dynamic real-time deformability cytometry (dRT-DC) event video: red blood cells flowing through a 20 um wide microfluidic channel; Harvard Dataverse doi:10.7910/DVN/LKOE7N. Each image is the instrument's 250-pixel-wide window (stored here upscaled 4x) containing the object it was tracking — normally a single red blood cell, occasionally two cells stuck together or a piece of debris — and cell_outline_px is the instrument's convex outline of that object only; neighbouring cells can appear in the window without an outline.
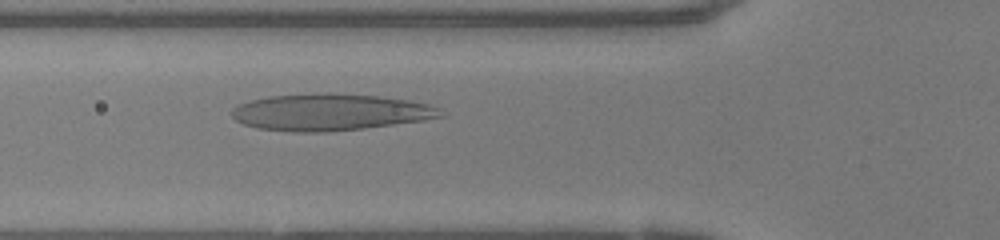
{"species": "human", "species_latin": "Homo sapiens", "temperature_condition": "warm", "stored_images_in_passage": 35, "camera_frame_rate_fps": 3000, "um_per_image_px": 0.085, "donor": {"sex": "female"}, "frame": {"image": 1, "passage_image": 7, "time_ms": 2.0, "image_size_px": [1000, 240], "cell_outline_px": [[448, 116], [424, 120], [364, 128], [328, 132], [296, 132], [256, 128], [244, 124], [236, 120], [232, 116], [232, 108], [236, 104], [268, 96], [328, 92], [380, 96], [408, 100], [428, 104], [440, 108]], "centroid_in_image_um": [28.08, 9.53], "position_along_channel_um": 97.7, "area_um2": 45.03}}
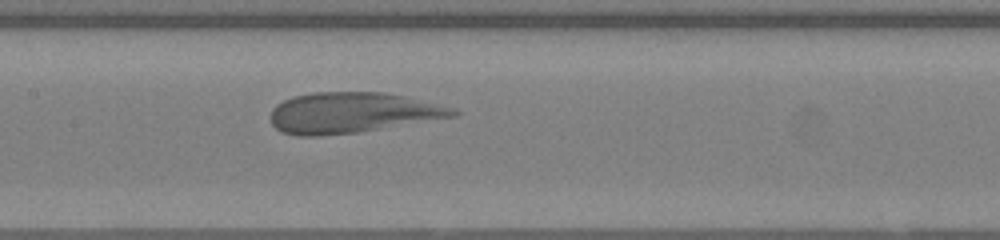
{"frame": {"image": 2, "passage_image": 13, "time_ms": 4.0, "image_size_px": [1000, 240], "cell_outline_px": [[460, 112], [456, 116], [356, 132], [320, 136], [300, 136], [280, 132], [272, 124], [272, 108], [276, 104], [292, 96], [312, 92], [384, 92], [404, 96], [456, 108]], "centroid_in_image_um": [29.91, 9.57], "position_along_channel_um": 177.5, "area_um2": 43.0}}
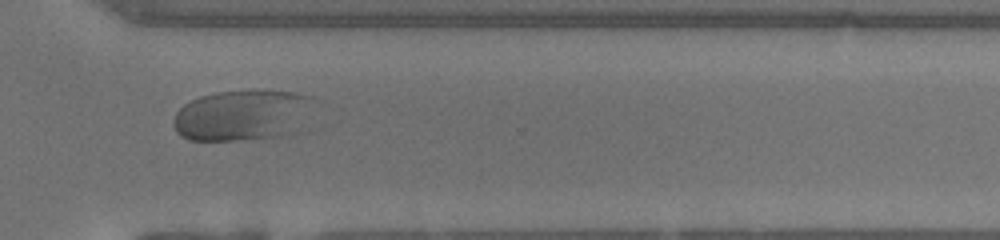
{"frame": {"image": 3, "passage_image": 26, "time_ms": 8.333, "image_size_px": [1000, 240], "cell_outline_px": [[312, 100], [304, 132], [288, 136], [244, 140], [188, 140], [180, 136], [176, 132], [172, 124], [172, 120], [176, 112], [184, 104], [200, 96], [216, 92], [256, 88], [296, 92], [312, 96]], "centroid_in_image_um": [20.67, 9.79], "position_along_channel_um": 349.9, "area_um2": 43.35}}